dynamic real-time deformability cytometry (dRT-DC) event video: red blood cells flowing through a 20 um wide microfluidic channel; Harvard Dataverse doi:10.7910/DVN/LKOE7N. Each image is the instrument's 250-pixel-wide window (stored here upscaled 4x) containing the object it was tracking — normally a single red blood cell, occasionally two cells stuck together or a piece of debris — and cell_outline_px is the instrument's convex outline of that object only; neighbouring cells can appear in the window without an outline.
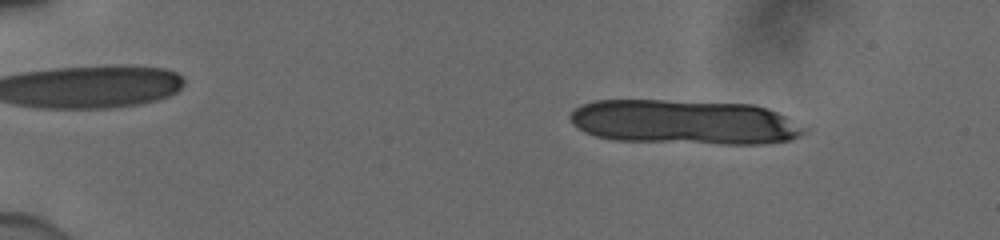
{"species": "human", "species_latin": "Homo sapiens", "temperature_condition": "cold", "stored_images_in_passage": 12, "camera_frame_rate_fps": 3000, "um_per_image_px": 0.085, "donor": {"sex": "male"}, "frame": {"image": 1, "passage_image": 2, "time_ms": 0.333, "image_size_px": [1000, 240], "cell_outline_px": [[812, 128], [808, 132], [800, 136], [788, 140], [764, 144], [720, 144], [616, 140], [596, 136], [584, 132], [572, 124], [568, 116], [572, 108], [580, 104], [596, 100], [664, 100], [752, 104], [768, 108]], "centroid_in_image_um": [58.21, 10.38], "position_along_channel_um": 26.8, "area_um2": 61.79}}